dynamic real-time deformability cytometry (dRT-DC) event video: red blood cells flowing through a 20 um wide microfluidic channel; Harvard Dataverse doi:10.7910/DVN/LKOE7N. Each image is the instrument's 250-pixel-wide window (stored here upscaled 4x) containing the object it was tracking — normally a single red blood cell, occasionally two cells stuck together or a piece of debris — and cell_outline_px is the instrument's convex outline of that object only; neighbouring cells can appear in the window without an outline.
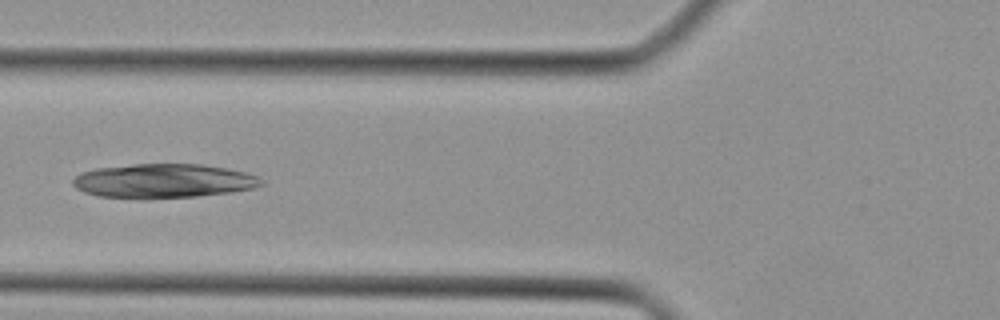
{"species": "Egyptian fruit bat (a non-hibernating species)", "species_latin": "Rousettus aegyptiacus", "temperature_condition": "cold", "stored_images_in_passage": 5, "camera_frame_rate_fps": 3000, "um_per_image_px": 0.085, "animal": {"sex": "female"}, "frame": {"image": 1, "passage_image": 5, "time_ms": 4.667, "image_size_px": [1000, 320], "cell_outline_px": [[264, 184], [252, 188], [232, 192], [196, 196], [96, 196], [84, 192], [76, 188], [72, 184], [72, 180], [80, 172], [96, 168], [132, 164], [204, 164], [248, 172], [260, 176], [264, 180]], "centroid_in_image_um": [13.95, 15.33], "position_along_channel_um": 111.9, "area_um2": 36.88}}